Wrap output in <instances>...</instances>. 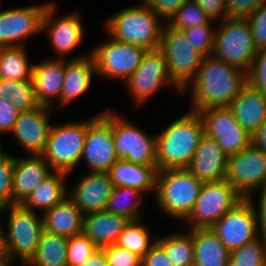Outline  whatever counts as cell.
Returning a JSON list of instances; mask_svg holds the SVG:
<instances>
[{
  "mask_svg": "<svg viewBox=\"0 0 266 266\" xmlns=\"http://www.w3.org/2000/svg\"><path fill=\"white\" fill-rule=\"evenodd\" d=\"M252 38L257 51L266 49V3L261 5L248 18Z\"/></svg>",
  "mask_w": 266,
  "mask_h": 266,
  "instance_id": "44",
  "label": "cell"
},
{
  "mask_svg": "<svg viewBox=\"0 0 266 266\" xmlns=\"http://www.w3.org/2000/svg\"><path fill=\"white\" fill-rule=\"evenodd\" d=\"M209 19L220 22L226 18L225 0H194Z\"/></svg>",
  "mask_w": 266,
  "mask_h": 266,
  "instance_id": "49",
  "label": "cell"
},
{
  "mask_svg": "<svg viewBox=\"0 0 266 266\" xmlns=\"http://www.w3.org/2000/svg\"><path fill=\"white\" fill-rule=\"evenodd\" d=\"M68 176L64 172L52 171L21 205L43 215L68 196Z\"/></svg>",
  "mask_w": 266,
  "mask_h": 266,
  "instance_id": "28",
  "label": "cell"
},
{
  "mask_svg": "<svg viewBox=\"0 0 266 266\" xmlns=\"http://www.w3.org/2000/svg\"><path fill=\"white\" fill-rule=\"evenodd\" d=\"M141 266H174L164 248L156 242L142 258Z\"/></svg>",
  "mask_w": 266,
  "mask_h": 266,
  "instance_id": "48",
  "label": "cell"
},
{
  "mask_svg": "<svg viewBox=\"0 0 266 266\" xmlns=\"http://www.w3.org/2000/svg\"><path fill=\"white\" fill-rule=\"evenodd\" d=\"M1 223V221H0ZM0 229H1V225H0ZM0 256H2V252H1V236H0Z\"/></svg>",
  "mask_w": 266,
  "mask_h": 266,
  "instance_id": "54",
  "label": "cell"
},
{
  "mask_svg": "<svg viewBox=\"0 0 266 266\" xmlns=\"http://www.w3.org/2000/svg\"><path fill=\"white\" fill-rule=\"evenodd\" d=\"M70 187L68 197L86 215L105 210L114 186L108 172L85 171Z\"/></svg>",
  "mask_w": 266,
  "mask_h": 266,
  "instance_id": "20",
  "label": "cell"
},
{
  "mask_svg": "<svg viewBox=\"0 0 266 266\" xmlns=\"http://www.w3.org/2000/svg\"><path fill=\"white\" fill-rule=\"evenodd\" d=\"M106 41L91 48L97 78L119 80L124 83L140 66L147 50L141 46L116 41L106 37Z\"/></svg>",
  "mask_w": 266,
  "mask_h": 266,
  "instance_id": "13",
  "label": "cell"
},
{
  "mask_svg": "<svg viewBox=\"0 0 266 266\" xmlns=\"http://www.w3.org/2000/svg\"><path fill=\"white\" fill-rule=\"evenodd\" d=\"M0 144V209L12 205V181L15 155L7 153Z\"/></svg>",
  "mask_w": 266,
  "mask_h": 266,
  "instance_id": "40",
  "label": "cell"
},
{
  "mask_svg": "<svg viewBox=\"0 0 266 266\" xmlns=\"http://www.w3.org/2000/svg\"><path fill=\"white\" fill-rule=\"evenodd\" d=\"M225 180L244 199L253 197L255 192L266 186V153L251 144L228 156Z\"/></svg>",
  "mask_w": 266,
  "mask_h": 266,
  "instance_id": "15",
  "label": "cell"
},
{
  "mask_svg": "<svg viewBox=\"0 0 266 266\" xmlns=\"http://www.w3.org/2000/svg\"><path fill=\"white\" fill-rule=\"evenodd\" d=\"M257 192V194H260L258 196L259 199L256 204L255 200L253 199L254 197H250L249 199L253 202V205L256 209L260 235L266 236V186L259 189Z\"/></svg>",
  "mask_w": 266,
  "mask_h": 266,
  "instance_id": "50",
  "label": "cell"
},
{
  "mask_svg": "<svg viewBox=\"0 0 266 266\" xmlns=\"http://www.w3.org/2000/svg\"><path fill=\"white\" fill-rule=\"evenodd\" d=\"M204 134L214 139L227 156L251 145V136L236 120L228 107H210L198 112Z\"/></svg>",
  "mask_w": 266,
  "mask_h": 266,
  "instance_id": "17",
  "label": "cell"
},
{
  "mask_svg": "<svg viewBox=\"0 0 266 266\" xmlns=\"http://www.w3.org/2000/svg\"><path fill=\"white\" fill-rule=\"evenodd\" d=\"M247 18H225L217 22L211 55L248 72L256 56Z\"/></svg>",
  "mask_w": 266,
  "mask_h": 266,
  "instance_id": "6",
  "label": "cell"
},
{
  "mask_svg": "<svg viewBox=\"0 0 266 266\" xmlns=\"http://www.w3.org/2000/svg\"><path fill=\"white\" fill-rule=\"evenodd\" d=\"M247 83V72L209 55L203 57L195 77L181 95L190 93L188 109L195 112L210 107H228Z\"/></svg>",
  "mask_w": 266,
  "mask_h": 266,
  "instance_id": "1",
  "label": "cell"
},
{
  "mask_svg": "<svg viewBox=\"0 0 266 266\" xmlns=\"http://www.w3.org/2000/svg\"><path fill=\"white\" fill-rule=\"evenodd\" d=\"M232 251L260 236L255 206L243 199L210 228Z\"/></svg>",
  "mask_w": 266,
  "mask_h": 266,
  "instance_id": "18",
  "label": "cell"
},
{
  "mask_svg": "<svg viewBox=\"0 0 266 266\" xmlns=\"http://www.w3.org/2000/svg\"><path fill=\"white\" fill-rule=\"evenodd\" d=\"M124 83L135 107L144 105L164 87L171 86L178 95L182 94V90L171 80L165 56L159 48L147 50L140 66Z\"/></svg>",
  "mask_w": 266,
  "mask_h": 266,
  "instance_id": "11",
  "label": "cell"
},
{
  "mask_svg": "<svg viewBox=\"0 0 266 266\" xmlns=\"http://www.w3.org/2000/svg\"><path fill=\"white\" fill-rule=\"evenodd\" d=\"M243 199L225 179L203 183L194 208L183 223L188 229L211 228Z\"/></svg>",
  "mask_w": 266,
  "mask_h": 266,
  "instance_id": "9",
  "label": "cell"
},
{
  "mask_svg": "<svg viewBox=\"0 0 266 266\" xmlns=\"http://www.w3.org/2000/svg\"><path fill=\"white\" fill-rule=\"evenodd\" d=\"M247 81L255 90L266 93V49L259 50L247 72Z\"/></svg>",
  "mask_w": 266,
  "mask_h": 266,
  "instance_id": "42",
  "label": "cell"
},
{
  "mask_svg": "<svg viewBox=\"0 0 266 266\" xmlns=\"http://www.w3.org/2000/svg\"><path fill=\"white\" fill-rule=\"evenodd\" d=\"M5 212H8L7 228L0 229L2 256L12 263L18 260L24 266L36 253L44 230L43 216L21 204L0 209V215Z\"/></svg>",
  "mask_w": 266,
  "mask_h": 266,
  "instance_id": "4",
  "label": "cell"
},
{
  "mask_svg": "<svg viewBox=\"0 0 266 266\" xmlns=\"http://www.w3.org/2000/svg\"><path fill=\"white\" fill-rule=\"evenodd\" d=\"M0 99H7L18 112L30 111L40 106L32 78L14 81L0 78Z\"/></svg>",
  "mask_w": 266,
  "mask_h": 266,
  "instance_id": "36",
  "label": "cell"
},
{
  "mask_svg": "<svg viewBox=\"0 0 266 266\" xmlns=\"http://www.w3.org/2000/svg\"><path fill=\"white\" fill-rule=\"evenodd\" d=\"M227 158L218 143L204 134L187 169L202 183L222 181L226 175Z\"/></svg>",
  "mask_w": 266,
  "mask_h": 266,
  "instance_id": "22",
  "label": "cell"
},
{
  "mask_svg": "<svg viewBox=\"0 0 266 266\" xmlns=\"http://www.w3.org/2000/svg\"><path fill=\"white\" fill-rule=\"evenodd\" d=\"M159 49L163 52L171 80L183 90L195 77L203 55L187 41L183 30L164 22Z\"/></svg>",
  "mask_w": 266,
  "mask_h": 266,
  "instance_id": "8",
  "label": "cell"
},
{
  "mask_svg": "<svg viewBox=\"0 0 266 266\" xmlns=\"http://www.w3.org/2000/svg\"><path fill=\"white\" fill-rule=\"evenodd\" d=\"M80 266H108L104 251L102 249H97V251Z\"/></svg>",
  "mask_w": 266,
  "mask_h": 266,
  "instance_id": "52",
  "label": "cell"
},
{
  "mask_svg": "<svg viewBox=\"0 0 266 266\" xmlns=\"http://www.w3.org/2000/svg\"><path fill=\"white\" fill-rule=\"evenodd\" d=\"M68 239L43 230L36 253L24 266H68Z\"/></svg>",
  "mask_w": 266,
  "mask_h": 266,
  "instance_id": "31",
  "label": "cell"
},
{
  "mask_svg": "<svg viewBox=\"0 0 266 266\" xmlns=\"http://www.w3.org/2000/svg\"><path fill=\"white\" fill-rule=\"evenodd\" d=\"M19 113L7 99H0V137L6 132L11 133Z\"/></svg>",
  "mask_w": 266,
  "mask_h": 266,
  "instance_id": "47",
  "label": "cell"
},
{
  "mask_svg": "<svg viewBox=\"0 0 266 266\" xmlns=\"http://www.w3.org/2000/svg\"><path fill=\"white\" fill-rule=\"evenodd\" d=\"M229 266H266V236L230 251Z\"/></svg>",
  "mask_w": 266,
  "mask_h": 266,
  "instance_id": "37",
  "label": "cell"
},
{
  "mask_svg": "<svg viewBox=\"0 0 266 266\" xmlns=\"http://www.w3.org/2000/svg\"><path fill=\"white\" fill-rule=\"evenodd\" d=\"M88 119L52 124L45 148L41 154L52 171L70 175L81 157L87 135Z\"/></svg>",
  "mask_w": 266,
  "mask_h": 266,
  "instance_id": "7",
  "label": "cell"
},
{
  "mask_svg": "<svg viewBox=\"0 0 266 266\" xmlns=\"http://www.w3.org/2000/svg\"><path fill=\"white\" fill-rule=\"evenodd\" d=\"M153 12L159 15L165 22L187 1V0H142Z\"/></svg>",
  "mask_w": 266,
  "mask_h": 266,
  "instance_id": "46",
  "label": "cell"
},
{
  "mask_svg": "<svg viewBox=\"0 0 266 266\" xmlns=\"http://www.w3.org/2000/svg\"><path fill=\"white\" fill-rule=\"evenodd\" d=\"M97 76L96 64L91 49L89 55L66 60L65 77L59 99V110L73 103L92 86Z\"/></svg>",
  "mask_w": 266,
  "mask_h": 266,
  "instance_id": "24",
  "label": "cell"
},
{
  "mask_svg": "<svg viewBox=\"0 0 266 266\" xmlns=\"http://www.w3.org/2000/svg\"><path fill=\"white\" fill-rule=\"evenodd\" d=\"M25 46L0 48V78L8 80H29L33 65Z\"/></svg>",
  "mask_w": 266,
  "mask_h": 266,
  "instance_id": "33",
  "label": "cell"
},
{
  "mask_svg": "<svg viewBox=\"0 0 266 266\" xmlns=\"http://www.w3.org/2000/svg\"><path fill=\"white\" fill-rule=\"evenodd\" d=\"M189 230V231H188ZM181 229L162 235L158 233L157 242L164 248L174 266H194L192 229Z\"/></svg>",
  "mask_w": 266,
  "mask_h": 266,
  "instance_id": "34",
  "label": "cell"
},
{
  "mask_svg": "<svg viewBox=\"0 0 266 266\" xmlns=\"http://www.w3.org/2000/svg\"><path fill=\"white\" fill-rule=\"evenodd\" d=\"M51 172L41 155H15L12 205L21 204Z\"/></svg>",
  "mask_w": 266,
  "mask_h": 266,
  "instance_id": "23",
  "label": "cell"
},
{
  "mask_svg": "<svg viewBox=\"0 0 266 266\" xmlns=\"http://www.w3.org/2000/svg\"><path fill=\"white\" fill-rule=\"evenodd\" d=\"M101 249L104 251L108 266H141L142 259L139 256L117 244Z\"/></svg>",
  "mask_w": 266,
  "mask_h": 266,
  "instance_id": "43",
  "label": "cell"
},
{
  "mask_svg": "<svg viewBox=\"0 0 266 266\" xmlns=\"http://www.w3.org/2000/svg\"><path fill=\"white\" fill-rule=\"evenodd\" d=\"M129 219L105 210L83 216V233L98 248L116 244Z\"/></svg>",
  "mask_w": 266,
  "mask_h": 266,
  "instance_id": "25",
  "label": "cell"
},
{
  "mask_svg": "<svg viewBox=\"0 0 266 266\" xmlns=\"http://www.w3.org/2000/svg\"><path fill=\"white\" fill-rule=\"evenodd\" d=\"M57 4H48L42 19V33H48L51 49L56 54L52 59H78L89 54L74 55L83 43L85 28L79 12L57 16ZM45 31V32H44ZM73 54V56L71 55ZM70 55V56H69Z\"/></svg>",
  "mask_w": 266,
  "mask_h": 266,
  "instance_id": "12",
  "label": "cell"
},
{
  "mask_svg": "<svg viewBox=\"0 0 266 266\" xmlns=\"http://www.w3.org/2000/svg\"><path fill=\"white\" fill-rule=\"evenodd\" d=\"M116 11L104 22V32L116 41L138 45L146 50L160 47L165 22L142 0Z\"/></svg>",
  "mask_w": 266,
  "mask_h": 266,
  "instance_id": "3",
  "label": "cell"
},
{
  "mask_svg": "<svg viewBox=\"0 0 266 266\" xmlns=\"http://www.w3.org/2000/svg\"><path fill=\"white\" fill-rule=\"evenodd\" d=\"M215 24L217 22L210 20L207 24H200L183 30L187 41L204 57L212 53Z\"/></svg>",
  "mask_w": 266,
  "mask_h": 266,
  "instance_id": "39",
  "label": "cell"
},
{
  "mask_svg": "<svg viewBox=\"0 0 266 266\" xmlns=\"http://www.w3.org/2000/svg\"><path fill=\"white\" fill-rule=\"evenodd\" d=\"M211 19L194 0H187L167 21L175 28L184 30L196 25L207 24Z\"/></svg>",
  "mask_w": 266,
  "mask_h": 266,
  "instance_id": "38",
  "label": "cell"
},
{
  "mask_svg": "<svg viewBox=\"0 0 266 266\" xmlns=\"http://www.w3.org/2000/svg\"><path fill=\"white\" fill-rule=\"evenodd\" d=\"M144 195L134 187L114 186L105 211L124 216L130 221L144 218Z\"/></svg>",
  "mask_w": 266,
  "mask_h": 266,
  "instance_id": "32",
  "label": "cell"
},
{
  "mask_svg": "<svg viewBox=\"0 0 266 266\" xmlns=\"http://www.w3.org/2000/svg\"><path fill=\"white\" fill-rule=\"evenodd\" d=\"M97 249L84 233L70 237L67 242L68 266L82 265Z\"/></svg>",
  "mask_w": 266,
  "mask_h": 266,
  "instance_id": "41",
  "label": "cell"
},
{
  "mask_svg": "<svg viewBox=\"0 0 266 266\" xmlns=\"http://www.w3.org/2000/svg\"><path fill=\"white\" fill-rule=\"evenodd\" d=\"M228 108L238 123L252 135L266 120V93L255 90L247 83Z\"/></svg>",
  "mask_w": 266,
  "mask_h": 266,
  "instance_id": "26",
  "label": "cell"
},
{
  "mask_svg": "<svg viewBox=\"0 0 266 266\" xmlns=\"http://www.w3.org/2000/svg\"><path fill=\"white\" fill-rule=\"evenodd\" d=\"M204 135V126L198 112L188 109L156 133L157 168H188Z\"/></svg>",
  "mask_w": 266,
  "mask_h": 266,
  "instance_id": "2",
  "label": "cell"
},
{
  "mask_svg": "<svg viewBox=\"0 0 266 266\" xmlns=\"http://www.w3.org/2000/svg\"><path fill=\"white\" fill-rule=\"evenodd\" d=\"M108 109L88 118L81 162L89 172H108L118 160L112 136V108Z\"/></svg>",
  "mask_w": 266,
  "mask_h": 266,
  "instance_id": "14",
  "label": "cell"
},
{
  "mask_svg": "<svg viewBox=\"0 0 266 266\" xmlns=\"http://www.w3.org/2000/svg\"><path fill=\"white\" fill-rule=\"evenodd\" d=\"M112 136L118 159L157 166L156 134L150 135L115 109L112 110Z\"/></svg>",
  "mask_w": 266,
  "mask_h": 266,
  "instance_id": "10",
  "label": "cell"
},
{
  "mask_svg": "<svg viewBox=\"0 0 266 266\" xmlns=\"http://www.w3.org/2000/svg\"><path fill=\"white\" fill-rule=\"evenodd\" d=\"M226 2V18H248L266 0H225Z\"/></svg>",
  "mask_w": 266,
  "mask_h": 266,
  "instance_id": "45",
  "label": "cell"
},
{
  "mask_svg": "<svg viewBox=\"0 0 266 266\" xmlns=\"http://www.w3.org/2000/svg\"><path fill=\"white\" fill-rule=\"evenodd\" d=\"M46 1L29 6L0 10V48L26 46L25 41L42 32V19Z\"/></svg>",
  "mask_w": 266,
  "mask_h": 266,
  "instance_id": "16",
  "label": "cell"
},
{
  "mask_svg": "<svg viewBox=\"0 0 266 266\" xmlns=\"http://www.w3.org/2000/svg\"><path fill=\"white\" fill-rule=\"evenodd\" d=\"M113 186L134 187L146 194L155 195L157 166L132 163L118 159L108 171Z\"/></svg>",
  "mask_w": 266,
  "mask_h": 266,
  "instance_id": "27",
  "label": "cell"
},
{
  "mask_svg": "<svg viewBox=\"0 0 266 266\" xmlns=\"http://www.w3.org/2000/svg\"><path fill=\"white\" fill-rule=\"evenodd\" d=\"M251 144L266 153V120L252 134Z\"/></svg>",
  "mask_w": 266,
  "mask_h": 266,
  "instance_id": "51",
  "label": "cell"
},
{
  "mask_svg": "<svg viewBox=\"0 0 266 266\" xmlns=\"http://www.w3.org/2000/svg\"><path fill=\"white\" fill-rule=\"evenodd\" d=\"M194 266H229L230 251L210 228L192 229Z\"/></svg>",
  "mask_w": 266,
  "mask_h": 266,
  "instance_id": "30",
  "label": "cell"
},
{
  "mask_svg": "<svg viewBox=\"0 0 266 266\" xmlns=\"http://www.w3.org/2000/svg\"><path fill=\"white\" fill-rule=\"evenodd\" d=\"M32 81L37 101L40 105L58 107L63 87L66 60L46 58L33 63Z\"/></svg>",
  "mask_w": 266,
  "mask_h": 266,
  "instance_id": "21",
  "label": "cell"
},
{
  "mask_svg": "<svg viewBox=\"0 0 266 266\" xmlns=\"http://www.w3.org/2000/svg\"><path fill=\"white\" fill-rule=\"evenodd\" d=\"M144 218L131 220L119 235L116 244L139 256L141 259L157 242V234L150 233L149 227L143 223Z\"/></svg>",
  "mask_w": 266,
  "mask_h": 266,
  "instance_id": "35",
  "label": "cell"
},
{
  "mask_svg": "<svg viewBox=\"0 0 266 266\" xmlns=\"http://www.w3.org/2000/svg\"><path fill=\"white\" fill-rule=\"evenodd\" d=\"M202 184L187 168L160 170L153 203L168 219L183 222L192 212Z\"/></svg>",
  "mask_w": 266,
  "mask_h": 266,
  "instance_id": "5",
  "label": "cell"
},
{
  "mask_svg": "<svg viewBox=\"0 0 266 266\" xmlns=\"http://www.w3.org/2000/svg\"><path fill=\"white\" fill-rule=\"evenodd\" d=\"M52 107L40 105L33 110L20 112L12 135L26 155H41L52 127Z\"/></svg>",
  "mask_w": 266,
  "mask_h": 266,
  "instance_id": "19",
  "label": "cell"
},
{
  "mask_svg": "<svg viewBox=\"0 0 266 266\" xmlns=\"http://www.w3.org/2000/svg\"><path fill=\"white\" fill-rule=\"evenodd\" d=\"M0 266H15V264L8 261L4 256H0Z\"/></svg>",
  "mask_w": 266,
  "mask_h": 266,
  "instance_id": "53",
  "label": "cell"
},
{
  "mask_svg": "<svg viewBox=\"0 0 266 266\" xmlns=\"http://www.w3.org/2000/svg\"><path fill=\"white\" fill-rule=\"evenodd\" d=\"M44 230L70 238L83 233V214L67 196L43 215Z\"/></svg>",
  "mask_w": 266,
  "mask_h": 266,
  "instance_id": "29",
  "label": "cell"
}]
</instances>
